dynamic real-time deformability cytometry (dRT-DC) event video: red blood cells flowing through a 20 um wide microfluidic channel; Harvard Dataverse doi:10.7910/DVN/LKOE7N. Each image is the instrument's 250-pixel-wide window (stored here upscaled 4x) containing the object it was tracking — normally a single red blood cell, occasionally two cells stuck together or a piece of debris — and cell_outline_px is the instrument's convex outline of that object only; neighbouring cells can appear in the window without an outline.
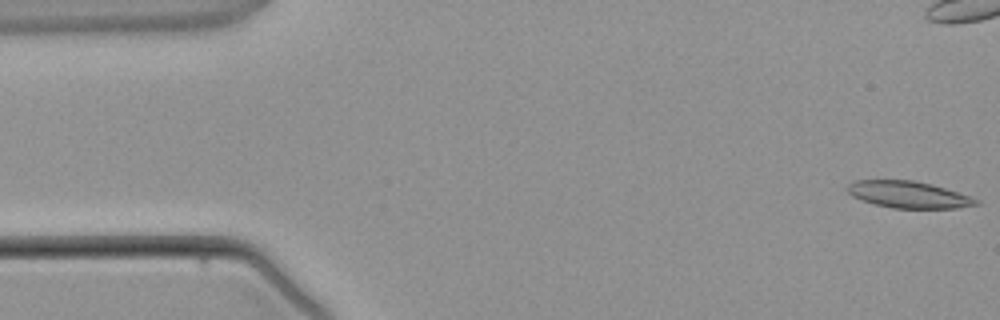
{"species": "common noctule bat (a hibernating species)", "species_latin": "Nyctalus noctula", "temperature_condition": "warm", "stored_images_in_passage": 4, "camera_frame_rate_fps": 3000, "um_per_image_px": 0.085, "animal": {"sex": "male", "body_mass_g": 21.5, "forearm_length_mm": 52.0}, "frame": {"image": 1, "passage_image": 1, "time_ms": 0.0, "image_size_px": [1000, 320], "cell_outline_px": [[980, 204], [956, 208], [892, 208], [860, 200], [852, 196], [848, 192], [848, 184], [852, 180], [912, 180], [932, 184], [980, 200]], "centroid_in_image_um": [77.19, 16.54], "position_along_channel_um": 7.8, "area_um2": 19.94}}